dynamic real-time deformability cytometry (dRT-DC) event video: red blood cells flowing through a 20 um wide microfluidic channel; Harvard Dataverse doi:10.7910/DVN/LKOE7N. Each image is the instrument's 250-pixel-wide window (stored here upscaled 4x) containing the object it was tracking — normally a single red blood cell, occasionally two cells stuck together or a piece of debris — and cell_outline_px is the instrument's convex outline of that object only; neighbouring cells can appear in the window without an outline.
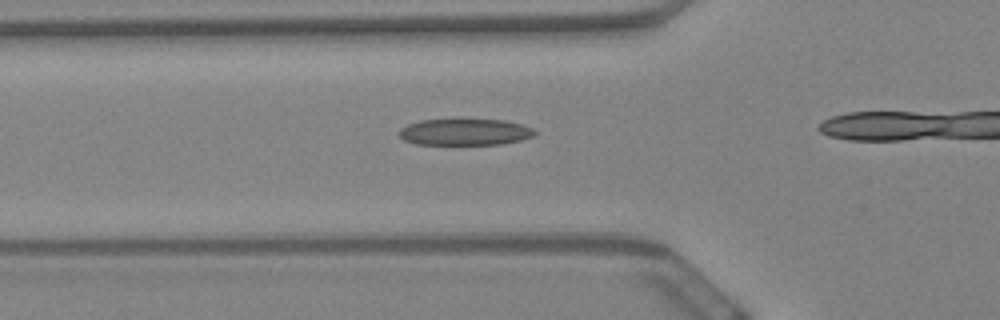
{"species": "Egyptian fruit bat (a non-hibernating species)", "species_latin": "Rousettus aegyptiacus", "temperature_condition": "warm", "stored_images_in_passage": 41, "camera_frame_rate_fps": 3000, "um_per_image_px": 0.085, "animal": {"sex": "female"}, "frame": {"image": 1, "passage_image": 15, "time_ms": 4.667, "image_size_px": [1000, 320], "cell_outline_px": [[536, 132], [532, 136], [520, 140], [500, 144], [416, 144], [404, 140], [396, 132], [400, 128], [408, 124], [420, 120], [504, 120], [520, 124], [532, 128]], "centroid_in_image_um": [39.46, 11.22], "position_along_channel_um": 86.3, "area_um2": 20.69}}
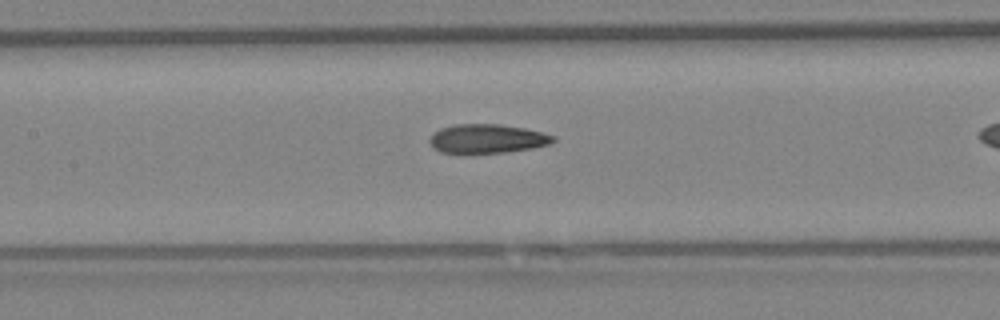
{"frame": {"image": 2, "passage_image": 22, "time_ms": 7.0, "image_size_px": [1000, 320], "cell_outline_px": [[556, 140], [548, 144], [532, 148], [504, 152], [440, 152], [432, 148], [428, 140], [440, 128], [456, 124], [500, 124], [524, 128], [544, 132], [556, 136]], "centroid_in_image_um": [41.43, 11.77], "position_along_channel_um": 166.0, "area_um2": 20.69}}
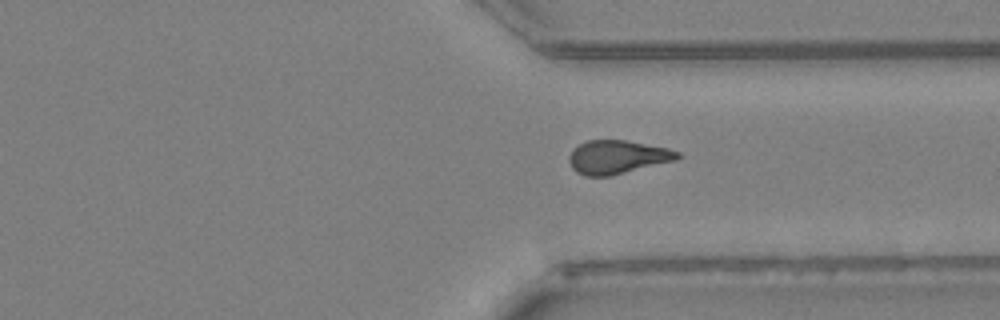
{"frame": {"image": 3, "passage_image": 39, "time_ms": 12.667, "image_size_px": [1000, 320], "cell_outline_px": [[680, 156], [676, 160], [608, 176], [584, 176], [576, 172], [572, 168], [568, 160], [568, 156], [580, 144], [588, 140], [624, 140], [668, 148], [680, 152]], "centroid_in_image_um": [52.46, 13.35], "position_along_channel_um": 358.9, "area_um2": 20.92}}